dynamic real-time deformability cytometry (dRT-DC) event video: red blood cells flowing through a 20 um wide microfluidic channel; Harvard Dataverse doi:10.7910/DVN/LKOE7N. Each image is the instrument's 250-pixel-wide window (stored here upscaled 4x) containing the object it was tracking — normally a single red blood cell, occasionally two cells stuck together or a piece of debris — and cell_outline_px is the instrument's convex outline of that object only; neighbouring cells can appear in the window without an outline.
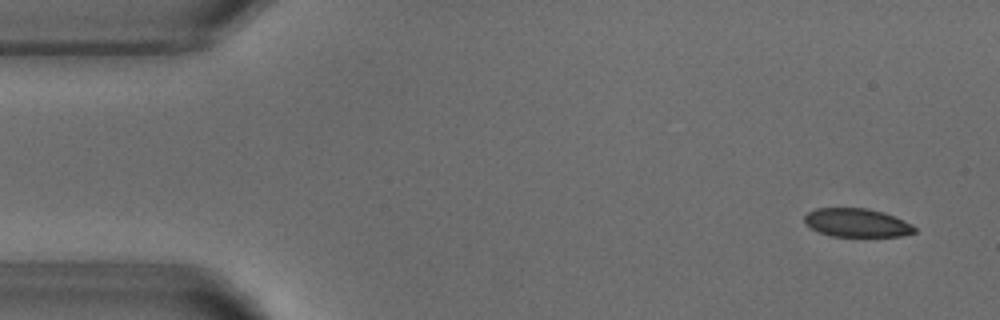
{"species": "common noctule bat (a hibernating species)", "species_latin": "Nyctalus noctula", "temperature_condition": "warm", "stored_images_in_passage": 50, "camera_frame_rate_fps": 3000, "um_per_image_px": 0.085, "animal": {"sex": "male", "body_mass_g": 18.8}, "frame": {"image": 1, "passage_image": 1, "time_ms": 0.0, "image_size_px": [1000, 320], "cell_outline_px": [[916, 232], [900, 236], [832, 236], [820, 232], [804, 224], [804, 216], [808, 212], [816, 208], [868, 208], [884, 212], [904, 220], [912, 224], [916, 228]], "centroid_in_image_um": [72.83, 18.92], "position_along_channel_um": 12.2, "area_um2": 18.32}}
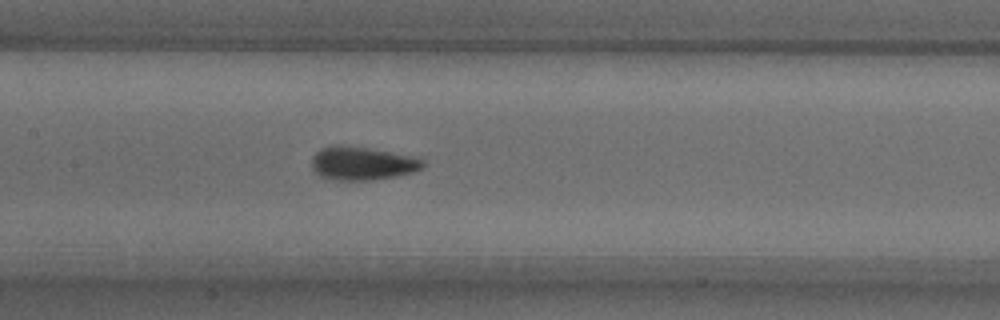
{"frame": {"image": 2, "passage_image": 22, "time_ms": 7.0, "image_size_px": [1000, 320], "cell_outline_px": [[428, 164], [424, 168], [412, 172], [396, 176], [368, 180], [336, 180], [320, 176], [312, 168], [312, 156], [320, 148], [328, 144], [340, 144], [368, 148], [416, 156], [424, 160]], "centroid_in_image_um": [30.81, 13.86], "position_along_channel_um": 176.6, "area_um2": 22.02}}
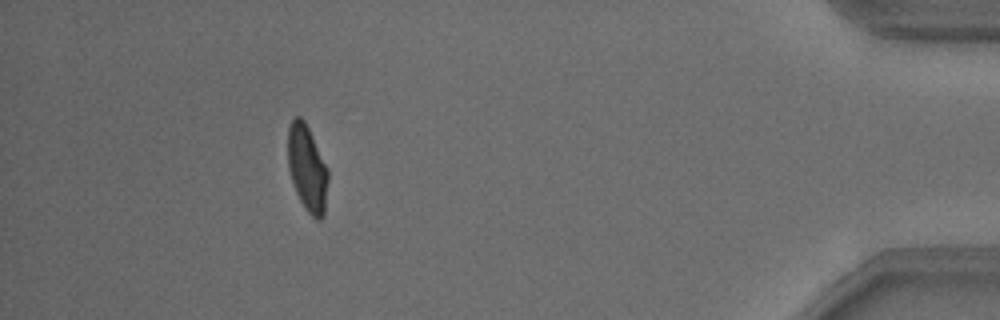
{"frame": {"image": 3, "passage_image": 45, "time_ms": 14.667, "image_size_px": [1000, 320], "cell_outline_px": [[328, 180], [324, 216], [320, 220], [316, 220], [304, 208], [296, 192], [288, 168], [288, 128], [292, 120], [296, 116], [300, 116], [304, 120], [328, 168]], "centroid_in_image_um": [26.12, 14.33], "position_along_channel_um": 409.1, "area_um2": 20.17}, "authors_computed_cell_mechanics": {"area_um2": 20.519, "velocity_mm_per_s": 3.8233, "shape_relaxation_time_tau1_ms": 3.9336, "shape_relaxation_time_tau2_ms": 0.8124, "deformation_change_tau1": 0.1494, "deformation_change_tau2": 0.057}}